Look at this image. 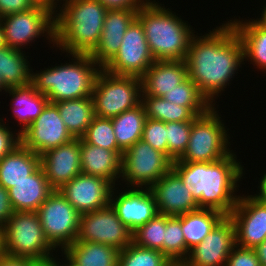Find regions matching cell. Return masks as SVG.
Here are the masks:
<instances>
[{
    "mask_svg": "<svg viewBox=\"0 0 266 266\" xmlns=\"http://www.w3.org/2000/svg\"><path fill=\"white\" fill-rule=\"evenodd\" d=\"M224 22L200 36L197 32L185 58L188 77L213 106L245 65L241 39L232 24Z\"/></svg>",
    "mask_w": 266,
    "mask_h": 266,
    "instance_id": "obj_1",
    "label": "cell"
},
{
    "mask_svg": "<svg viewBox=\"0 0 266 266\" xmlns=\"http://www.w3.org/2000/svg\"><path fill=\"white\" fill-rule=\"evenodd\" d=\"M236 154L233 152L215 162L175 160L172 169L181 177L199 208L215 209L228 216L240 196L237 195L239 182L245 178V168Z\"/></svg>",
    "mask_w": 266,
    "mask_h": 266,
    "instance_id": "obj_2",
    "label": "cell"
},
{
    "mask_svg": "<svg viewBox=\"0 0 266 266\" xmlns=\"http://www.w3.org/2000/svg\"><path fill=\"white\" fill-rule=\"evenodd\" d=\"M107 10L98 0H64L54 11L55 49L60 55H90L100 41Z\"/></svg>",
    "mask_w": 266,
    "mask_h": 266,
    "instance_id": "obj_3",
    "label": "cell"
},
{
    "mask_svg": "<svg viewBox=\"0 0 266 266\" xmlns=\"http://www.w3.org/2000/svg\"><path fill=\"white\" fill-rule=\"evenodd\" d=\"M181 17L158 0H148L138 10L137 19L155 61L185 60L196 31Z\"/></svg>",
    "mask_w": 266,
    "mask_h": 266,
    "instance_id": "obj_4",
    "label": "cell"
},
{
    "mask_svg": "<svg viewBox=\"0 0 266 266\" xmlns=\"http://www.w3.org/2000/svg\"><path fill=\"white\" fill-rule=\"evenodd\" d=\"M66 54L69 63H56L41 71L32 69L31 83L52 103L92 96L95 78L102 69L88 54Z\"/></svg>",
    "mask_w": 266,
    "mask_h": 266,
    "instance_id": "obj_5",
    "label": "cell"
},
{
    "mask_svg": "<svg viewBox=\"0 0 266 266\" xmlns=\"http://www.w3.org/2000/svg\"><path fill=\"white\" fill-rule=\"evenodd\" d=\"M218 106H212L191 121L189 143L179 161L215 162L234 152L229 148L230 129L225 126V120H222V115L217 110Z\"/></svg>",
    "mask_w": 266,
    "mask_h": 266,
    "instance_id": "obj_6",
    "label": "cell"
},
{
    "mask_svg": "<svg viewBox=\"0 0 266 266\" xmlns=\"http://www.w3.org/2000/svg\"><path fill=\"white\" fill-rule=\"evenodd\" d=\"M5 253L45 262L57 256L36 211L14 212L3 227ZM55 251V253H53Z\"/></svg>",
    "mask_w": 266,
    "mask_h": 266,
    "instance_id": "obj_7",
    "label": "cell"
},
{
    "mask_svg": "<svg viewBox=\"0 0 266 266\" xmlns=\"http://www.w3.org/2000/svg\"><path fill=\"white\" fill-rule=\"evenodd\" d=\"M95 116L114 118L142 102V81L136 76H117L101 69L94 81Z\"/></svg>",
    "mask_w": 266,
    "mask_h": 266,
    "instance_id": "obj_8",
    "label": "cell"
},
{
    "mask_svg": "<svg viewBox=\"0 0 266 266\" xmlns=\"http://www.w3.org/2000/svg\"><path fill=\"white\" fill-rule=\"evenodd\" d=\"M0 22L6 46L10 48L23 51L41 36L48 40L47 44H52L50 48H55L54 11L48 6L37 4L31 10L6 15L0 18Z\"/></svg>",
    "mask_w": 266,
    "mask_h": 266,
    "instance_id": "obj_9",
    "label": "cell"
},
{
    "mask_svg": "<svg viewBox=\"0 0 266 266\" xmlns=\"http://www.w3.org/2000/svg\"><path fill=\"white\" fill-rule=\"evenodd\" d=\"M172 169V161L142 139L122 154L118 186L150 188Z\"/></svg>",
    "mask_w": 266,
    "mask_h": 266,
    "instance_id": "obj_10",
    "label": "cell"
},
{
    "mask_svg": "<svg viewBox=\"0 0 266 266\" xmlns=\"http://www.w3.org/2000/svg\"><path fill=\"white\" fill-rule=\"evenodd\" d=\"M48 242L63 251L78 236L80 213L54 190L36 211Z\"/></svg>",
    "mask_w": 266,
    "mask_h": 266,
    "instance_id": "obj_11",
    "label": "cell"
},
{
    "mask_svg": "<svg viewBox=\"0 0 266 266\" xmlns=\"http://www.w3.org/2000/svg\"><path fill=\"white\" fill-rule=\"evenodd\" d=\"M154 61L144 28L136 18L125 32L119 51L103 69L117 76L141 78Z\"/></svg>",
    "mask_w": 266,
    "mask_h": 266,
    "instance_id": "obj_12",
    "label": "cell"
},
{
    "mask_svg": "<svg viewBox=\"0 0 266 266\" xmlns=\"http://www.w3.org/2000/svg\"><path fill=\"white\" fill-rule=\"evenodd\" d=\"M132 233L109 205L80 215L76 241L106 244L121 251L132 243Z\"/></svg>",
    "mask_w": 266,
    "mask_h": 266,
    "instance_id": "obj_13",
    "label": "cell"
},
{
    "mask_svg": "<svg viewBox=\"0 0 266 266\" xmlns=\"http://www.w3.org/2000/svg\"><path fill=\"white\" fill-rule=\"evenodd\" d=\"M73 138L62 121L57 105L48 102L37 119L21 132L20 143L40 156Z\"/></svg>",
    "mask_w": 266,
    "mask_h": 266,
    "instance_id": "obj_14",
    "label": "cell"
},
{
    "mask_svg": "<svg viewBox=\"0 0 266 266\" xmlns=\"http://www.w3.org/2000/svg\"><path fill=\"white\" fill-rule=\"evenodd\" d=\"M122 187H113L110 205L119 220L134 232L158 214L156 202L149 188Z\"/></svg>",
    "mask_w": 266,
    "mask_h": 266,
    "instance_id": "obj_15",
    "label": "cell"
},
{
    "mask_svg": "<svg viewBox=\"0 0 266 266\" xmlns=\"http://www.w3.org/2000/svg\"><path fill=\"white\" fill-rule=\"evenodd\" d=\"M235 227L236 245L255 248L266 240V204L247 193L239 196L228 215Z\"/></svg>",
    "mask_w": 266,
    "mask_h": 266,
    "instance_id": "obj_16",
    "label": "cell"
},
{
    "mask_svg": "<svg viewBox=\"0 0 266 266\" xmlns=\"http://www.w3.org/2000/svg\"><path fill=\"white\" fill-rule=\"evenodd\" d=\"M236 245L235 227L229 216H225L189 252L184 266H225L228 256Z\"/></svg>",
    "mask_w": 266,
    "mask_h": 266,
    "instance_id": "obj_17",
    "label": "cell"
},
{
    "mask_svg": "<svg viewBox=\"0 0 266 266\" xmlns=\"http://www.w3.org/2000/svg\"><path fill=\"white\" fill-rule=\"evenodd\" d=\"M113 187L102 177L81 173L59 191L80 214H84L109 206Z\"/></svg>",
    "mask_w": 266,
    "mask_h": 266,
    "instance_id": "obj_18",
    "label": "cell"
},
{
    "mask_svg": "<svg viewBox=\"0 0 266 266\" xmlns=\"http://www.w3.org/2000/svg\"><path fill=\"white\" fill-rule=\"evenodd\" d=\"M81 141L73 138L57 148L40 155V166L54 190L61 189L81 174Z\"/></svg>",
    "mask_w": 266,
    "mask_h": 266,
    "instance_id": "obj_19",
    "label": "cell"
},
{
    "mask_svg": "<svg viewBox=\"0 0 266 266\" xmlns=\"http://www.w3.org/2000/svg\"><path fill=\"white\" fill-rule=\"evenodd\" d=\"M149 189L154 196L158 214L178 216L199 209L192 193L173 169Z\"/></svg>",
    "mask_w": 266,
    "mask_h": 266,
    "instance_id": "obj_20",
    "label": "cell"
},
{
    "mask_svg": "<svg viewBox=\"0 0 266 266\" xmlns=\"http://www.w3.org/2000/svg\"><path fill=\"white\" fill-rule=\"evenodd\" d=\"M138 10H107L100 41L90 57L103 69L117 54L128 27Z\"/></svg>",
    "mask_w": 266,
    "mask_h": 266,
    "instance_id": "obj_21",
    "label": "cell"
},
{
    "mask_svg": "<svg viewBox=\"0 0 266 266\" xmlns=\"http://www.w3.org/2000/svg\"><path fill=\"white\" fill-rule=\"evenodd\" d=\"M188 78L185 60H157L141 77L142 96L163 97Z\"/></svg>",
    "mask_w": 266,
    "mask_h": 266,
    "instance_id": "obj_22",
    "label": "cell"
},
{
    "mask_svg": "<svg viewBox=\"0 0 266 266\" xmlns=\"http://www.w3.org/2000/svg\"><path fill=\"white\" fill-rule=\"evenodd\" d=\"M81 141V172L86 175L99 176L114 186L120 184L123 151L108 150Z\"/></svg>",
    "mask_w": 266,
    "mask_h": 266,
    "instance_id": "obj_23",
    "label": "cell"
},
{
    "mask_svg": "<svg viewBox=\"0 0 266 266\" xmlns=\"http://www.w3.org/2000/svg\"><path fill=\"white\" fill-rule=\"evenodd\" d=\"M241 19L236 17L229 22L243 44L244 61L266 74V26L256 18Z\"/></svg>",
    "mask_w": 266,
    "mask_h": 266,
    "instance_id": "obj_24",
    "label": "cell"
},
{
    "mask_svg": "<svg viewBox=\"0 0 266 266\" xmlns=\"http://www.w3.org/2000/svg\"><path fill=\"white\" fill-rule=\"evenodd\" d=\"M53 191L41 166L33 174L27 176V179L8 189L15 212L37 211Z\"/></svg>",
    "mask_w": 266,
    "mask_h": 266,
    "instance_id": "obj_25",
    "label": "cell"
},
{
    "mask_svg": "<svg viewBox=\"0 0 266 266\" xmlns=\"http://www.w3.org/2000/svg\"><path fill=\"white\" fill-rule=\"evenodd\" d=\"M6 93L11 97V115L18 123L17 126L20 125V128L15 131L20 134L37 119L49 102L48 98L39 93L32 83L9 88L4 94Z\"/></svg>",
    "mask_w": 266,
    "mask_h": 266,
    "instance_id": "obj_26",
    "label": "cell"
},
{
    "mask_svg": "<svg viewBox=\"0 0 266 266\" xmlns=\"http://www.w3.org/2000/svg\"><path fill=\"white\" fill-rule=\"evenodd\" d=\"M40 167V156L18 144L0 160V184L8 190Z\"/></svg>",
    "mask_w": 266,
    "mask_h": 266,
    "instance_id": "obj_27",
    "label": "cell"
},
{
    "mask_svg": "<svg viewBox=\"0 0 266 266\" xmlns=\"http://www.w3.org/2000/svg\"><path fill=\"white\" fill-rule=\"evenodd\" d=\"M60 253L73 266H118L119 251L106 244L75 241Z\"/></svg>",
    "mask_w": 266,
    "mask_h": 266,
    "instance_id": "obj_28",
    "label": "cell"
},
{
    "mask_svg": "<svg viewBox=\"0 0 266 266\" xmlns=\"http://www.w3.org/2000/svg\"><path fill=\"white\" fill-rule=\"evenodd\" d=\"M26 54L9 46L0 48V77L6 89L31 83L32 67Z\"/></svg>",
    "mask_w": 266,
    "mask_h": 266,
    "instance_id": "obj_29",
    "label": "cell"
},
{
    "mask_svg": "<svg viewBox=\"0 0 266 266\" xmlns=\"http://www.w3.org/2000/svg\"><path fill=\"white\" fill-rule=\"evenodd\" d=\"M225 216L222 212L209 208H199L181 214V229L186 247L191 250L201 243Z\"/></svg>",
    "mask_w": 266,
    "mask_h": 266,
    "instance_id": "obj_30",
    "label": "cell"
},
{
    "mask_svg": "<svg viewBox=\"0 0 266 266\" xmlns=\"http://www.w3.org/2000/svg\"><path fill=\"white\" fill-rule=\"evenodd\" d=\"M55 104L70 134L74 138H81L95 117L93 97L64 100Z\"/></svg>",
    "mask_w": 266,
    "mask_h": 266,
    "instance_id": "obj_31",
    "label": "cell"
},
{
    "mask_svg": "<svg viewBox=\"0 0 266 266\" xmlns=\"http://www.w3.org/2000/svg\"><path fill=\"white\" fill-rule=\"evenodd\" d=\"M146 117L162 122L193 121L197 116L204 114L211 107H183L169 102L163 97L142 96Z\"/></svg>",
    "mask_w": 266,
    "mask_h": 266,
    "instance_id": "obj_32",
    "label": "cell"
},
{
    "mask_svg": "<svg viewBox=\"0 0 266 266\" xmlns=\"http://www.w3.org/2000/svg\"><path fill=\"white\" fill-rule=\"evenodd\" d=\"M146 118L142 103L111 118L118 147L123 152L142 139Z\"/></svg>",
    "mask_w": 266,
    "mask_h": 266,
    "instance_id": "obj_33",
    "label": "cell"
},
{
    "mask_svg": "<svg viewBox=\"0 0 266 266\" xmlns=\"http://www.w3.org/2000/svg\"><path fill=\"white\" fill-rule=\"evenodd\" d=\"M190 250L186 247V241L181 229V215H166V228L163 243V254L171 263H183Z\"/></svg>",
    "mask_w": 266,
    "mask_h": 266,
    "instance_id": "obj_34",
    "label": "cell"
},
{
    "mask_svg": "<svg viewBox=\"0 0 266 266\" xmlns=\"http://www.w3.org/2000/svg\"><path fill=\"white\" fill-rule=\"evenodd\" d=\"M172 263L160 251L135 245L133 242L119 251L118 266H170Z\"/></svg>",
    "mask_w": 266,
    "mask_h": 266,
    "instance_id": "obj_35",
    "label": "cell"
},
{
    "mask_svg": "<svg viewBox=\"0 0 266 266\" xmlns=\"http://www.w3.org/2000/svg\"><path fill=\"white\" fill-rule=\"evenodd\" d=\"M165 228L166 215L157 214L132 233V242L135 245L160 250L163 253Z\"/></svg>",
    "mask_w": 266,
    "mask_h": 266,
    "instance_id": "obj_36",
    "label": "cell"
},
{
    "mask_svg": "<svg viewBox=\"0 0 266 266\" xmlns=\"http://www.w3.org/2000/svg\"><path fill=\"white\" fill-rule=\"evenodd\" d=\"M86 143L108 150L122 151L117 144L111 119L95 116L81 137Z\"/></svg>",
    "mask_w": 266,
    "mask_h": 266,
    "instance_id": "obj_37",
    "label": "cell"
},
{
    "mask_svg": "<svg viewBox=\"0 0 266 266\" xmlns=\"http://www.w3.org/2000/svg\"><path fill=\"white\" fill-rule=\"evenodd\" d=\"M163 98L183 107L213 106L189 77L170 92L164 94Z\"/></svg>",
    "mask_w": 266,
    "mask_h": 266,
    "instance_id": "obj_38",
    "label": "cell"
},
{
    "mask_svg": "<svg viewBox=\"0 0 266 266\" xmlns=\"http://www.w3.org/2000/svg\"><path fill=\"white\" fill-rule=\"evenodd\" d=\"M191 121L166 123L168 158L174 162L185 152L189 143Z\"/></svg>",
    "mask_w": 266,
    "mask_h": 266,
    "instance_id": "obj_39",
    "label": "cell"
},
{
    "mask_svg": "<svg viewBox=\"0 0 266 266\" xmlns=\"http://www.w3.org/2000/svg\"><path fill=\"white\" fill-rule=\"evenodd\" d=\"M142 140L152 148L164 153L168 157L166 123L160 120L146 118Z\"/></svg>",
    "mask_w": 266,
    "mask_h": 266,
    "instance_id": "obj_40",
    "label": "cell"
},
{
    "mask_svg": "<svg viewBox=\"0 0 266 266\" xmlns=\"http://www.w3.org/2000/svg\"><path fill=\"white\" fill-rule=\"evenodd\" d=\"M225 266H261L254 248L235 245L227 258Z\"/></svg>",
    "mask_w": 266,
    "mask_h": 266,
    "instance_id": "obj_41",
    "label": "cell"
},
{
    "mask_svg": "<svg viewBox=\"0 0 266 266\" xmlns=\"http://www.w3.org/2000/svg\"><path fill=\"white\" fill-rule=\"evenodd\" d=\"M4 118H0V160L20 144V133L13 131ZM7 123V124H6Z\"/></svg>",
    "mask_w": 266,
    "mask_h": 266,
    "instance_id": "obj_42",
    "label": "cell"
},
{
    "mask_svg": "<svg viewBox=\"0 0 266 266\" xmlns=\"http://www.w3.org/2000/svg\"><path fill=\"white\" fill-rule=\"evenodd\" d=\"M38 3L35 0H0V18L33 9Z\"/></svg>",
    "mask_w": 266,
    "mask_h": 266,
    "instance_id": "obj_43",
    "label": "cell"
},
{
    "mask_svg": "<svg viewBox=\"0 0 266 266\" xmlns=\"http://www.w3.org/2000/svg\"><path fill=\"white\" fill-rule=\"evenodd\" d=\"M108 10H139L148 0H98Z\"/></svg>",
    "mask_w": 266,
    "mask_h": 266,
    "instance_id": "obj_44",
    "label": "cell"
},
{
    "mask_svg": "<svg viewBox=\"0 0 266 266\" xmlns=\"http://www.w3.org/2000/svg\"><path fill=\"white\" fill-rule=\"evenodd\" d=\"M8 190L0 184V227L3 228L14 213Z\"/></svg>",
    "mask_w": 266,
    "mask_h": 266,
    "instance_id": "obj_45",
    "label": "cell"
},
{
    "mask_svg": "<svg viewBox=\"0 0 266 266\" xmlns=\"http://www.w3.org/2000/svg\"><path fill=\"white\" fill-rule=\"evenodd\" d=\"M39 262L27 257L4 254L0 257V266H36Z\"/></svg>",
    "mask_w": 266,
    "mask_h": 266,
    "instance_id": "obj_46",
    "label": "cell"
},
{
    "mask_svg": "<svg viewBox=\"0 0 266 266\" xmlns=\"http://www.w3.org/2000/svg\"><path fill=\"white\" fill-rule=\"evenodd\" d=\"M259 186L257 187L256 194L251 195L259 202L266 204V172L264 171L263 175L259 178Z\"/></svg>",
    "mask_w": 266,
    "mask_h": 266,
    "instance_id": "obj_47",
    "label": "cell"
},
{
    "mask_svg": "<svg viewBox=\"0 0 266 266\" xmlns=\"http://www.w3.org/2000/svg\"><path fill=\"white\" fill-rule=\"evenodd\" d=\"M261 266H266V240L254 248Z\"/></svg>",
    "mask_w": 266,
    "mask_h": 266,
    "instance_id": "obj_48",
    "label": "cell"
},
{
    "mask_svg": "<svg viewBox=\"0 0 266 266\" xmlns=\"http://www.w3.org/2000/svg\"><path fill=\"white\" fill-rule=\"evenodd\" d=\"M38 4H42L45 6L50 7L53 11H56V9L62 4L64 0H35ZM60 3V4H59Z\"/></svg>",
    "mask_w": 266,
    "mask_h": 266,
    "instance_id": "obj_49",
    "label": "cell"
},
{
    "mask_svg": "<svg viewBox=\"0 0 266 266\" xmlns=\"http://www.w3.org/2000/svg\"><path fill=\"white\" fill-rule=\"evenodd\" d=\"M265 5H263V8H260L261 10V13L259 14V15H261L260 17H259V15L257 16V20L259 21V22H261L263 25H265L266 26V3H264Z\"/></svg>",
    "mask_w": 266,
    "mask_h": 266,
    "instance_id": "obj_50",
    "label": "cell"
},
{
    "mask_svg": "<svg viewBox=\"0 0 266 266\" xmlns=\"http://www.w3.org/2000/svg\"><path fill=\"white\" fill-rule=\"evenodd\" d=\"M5 254V246H4V232L3 228L0 227V257Z\"/></svg>",
    "mask_w": 266,
    "mask_h": 266,
    "instance_id": "obj_51",
    "label": "cell"
},
{
    "mask_svg": "<svg viewBox=\"0 0 266 266\" xmlns=\"http://www.w3.org/2000/svg\"><path fill=\"white\" fill-rule=\"evenodd\" d=\"M60 257H59V255L58 256H55V266H73V265H71L66 259H65V257L64 258H62V259H64V260H62V259H59ZM60 260H61V262H60ZM64 261V262H63ZM67 262V263H66Z\"/></svg>",
    "mask_w": 266,
    "mask_h": 266,
    "instance_id": "obj_52",
    "label": "cell"
},
{
    "mask_svg": "<svg viewBox=\"0 0 266 266\" xmlns=\"http://www.w3.org/2000/svg\"><path fill=\"white\" fill-rule=\"evenodd\" d=\"M5 46H6L5 34H4L2 24L0 22V48L5 47Z\"/></svg>",
    "mask_w": 266,
    "mask_h": 266,
    "instance_id": "obj_53",
    "label": "cell"
},
{
    "mask_svg": "<svg viewBox=\"0 0 266 266\" xmlns=\"http://www.w3.org/2000/svg\"><path fill=\"white\" fill-rule=\"evenodd\" d=\"M36 266H55V257L45 262H39Z\"/></svg>",
    "mask_w": 266,
    "mask_h": 266,
    "instance_id": "obj_54",
    "label": "cell"
},
{
    "mask_svg": "<svg viewBox=\"0 0 266 266\" xmlns=\"http://www.w3.org/2000/svg\"><path fill=\"white\" fill-rule=\"evenodd\" d=\"M2 90H3V93H4V91H6L7 89L4 87L2 79L0 77V92H2Z\"/></svg>",
    "mask_w": 266,
    "mask_h": 266,
    "instance_id": "obj_55",
    "label": "cell"
},
{
    "mask_svg": "<svg viewBox=\"0 0 266 266\" xmlns=\"http://www.w3.org/2000/svg\"><path fill=\"white\" fill-rule=\"evenodd\" d=\"M170 266H184L183 263H172Z\"/></svg>",
    "mask_w": 266,
    "mask_h": 266,
    "instance_id": "obj_56",
    "label": "cell"
}]
</instances>
